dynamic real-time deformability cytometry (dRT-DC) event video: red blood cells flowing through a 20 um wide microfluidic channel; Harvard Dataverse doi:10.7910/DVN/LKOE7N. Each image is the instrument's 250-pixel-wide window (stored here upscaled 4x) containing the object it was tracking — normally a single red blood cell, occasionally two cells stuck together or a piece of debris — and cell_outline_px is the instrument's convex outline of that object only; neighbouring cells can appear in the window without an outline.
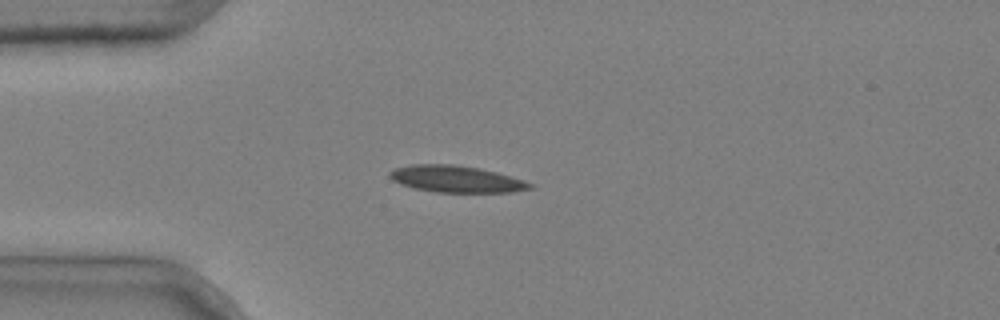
{"species": "common noctule bat (a hibernating species)", "species_latin": "Nyctalus noctula", "temperature_condition": "cold", "stored_images_in_passage": 4, "camera_frame_rate_fps": 3000, "um_per_image_px": 0.085, "animal": {"sex": "male", "body_mass_g": 20.4}, "frame": {"image": 1, "passage_image": 4, "time_ms": 1.0, "image_size_px": [1000, 320], "cell_outline_px": [[536, 184], [532, 188], [512, 192], [436, 192], [416, 188], [400, 184], [392, 180], [388, 176], [388, 172], [396, 168], [412, 164], [452, 164], [480, 168], [496, 172], [524, 180]], "centroid_in_image_um": [38.79, 15.21], "position_along_channel_um": 46.2, "area_um2": 21.85}}